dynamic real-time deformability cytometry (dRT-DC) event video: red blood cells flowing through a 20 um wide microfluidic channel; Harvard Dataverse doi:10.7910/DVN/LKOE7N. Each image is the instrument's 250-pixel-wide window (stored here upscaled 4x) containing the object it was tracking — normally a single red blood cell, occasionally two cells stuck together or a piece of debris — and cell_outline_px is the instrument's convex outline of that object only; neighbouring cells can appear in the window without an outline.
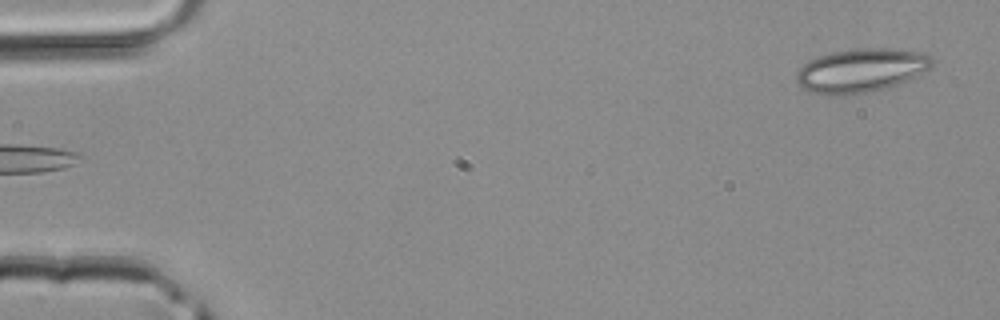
{"species": "common noctule bat (a hibernating species)", "species_latin": "Nyctalus noctula", "temperature_condition": "room temperature", "stored_images_in_passage": 4, "camera_frame_rate_fps": 3000, "um_per_image_px": 0.085, "animal": {"sex": "male", "body_mass_g": 20.4}, "frame": {"image": 1, "passage_image": 4, "time_ms": 1.0, "image_size_px": [1000, 320], "cell_outline_px": [[932, 64], [928, 68], [908, 80], [884, 88], [864, 92], [816, 92], [804, 88], [796, 84], [796, 72], [808, 60], [832, 52], [856, 48], [892, 48], [924, 52], [932, 60]], "centroid_in_image_um": [73.2, 5.92], "position_along_channel_um": 11.8, "area_um2": 33.47}}